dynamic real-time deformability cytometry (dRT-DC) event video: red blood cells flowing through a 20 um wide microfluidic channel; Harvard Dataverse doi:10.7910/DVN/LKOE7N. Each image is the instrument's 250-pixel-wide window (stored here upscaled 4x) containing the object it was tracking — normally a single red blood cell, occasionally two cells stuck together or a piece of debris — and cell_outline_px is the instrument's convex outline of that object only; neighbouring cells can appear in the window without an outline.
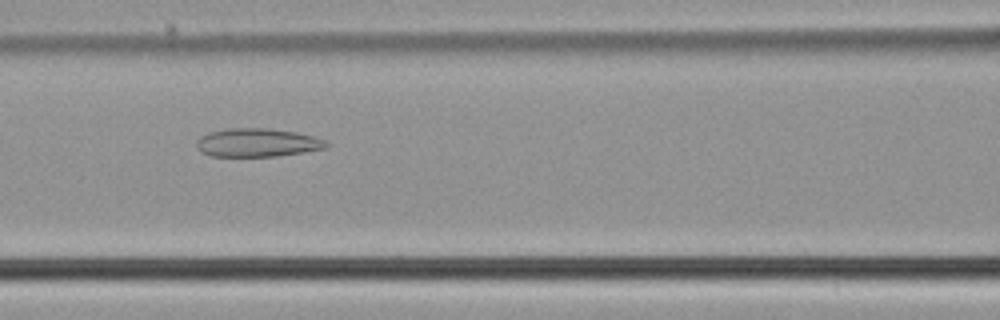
{"species": "common noctule bat (a hibernating species)", "species_latin": "Nyctalus noctula", "temperature_condition": "cold", "stored_images_in_passage": 53, "camera_frame_rate_fps": 3000, "um_per_image_px": 0.085, "animal": {"sex": "male", "body_mass_g": 21.5, "forearm_length_mm": 52.0}, "frame": {"image": 1, "passage_image": 23, "time_ms": 7.333, "image_size_px": [1000, 320], "cell_outline_px": [[332, 144], [324, 148], [304, 152], [276, 156], [212, 156], [200, 152], [196, 148], [196, 140], [200, 136], [208, 132], [228, 128], [272, 128], [296, 132], [312, 136], [324, 140]], "centroid_in_image_um": [21.84, 12.12], "position_along_channel_um": 144.8, "area_um2": 21.68}}
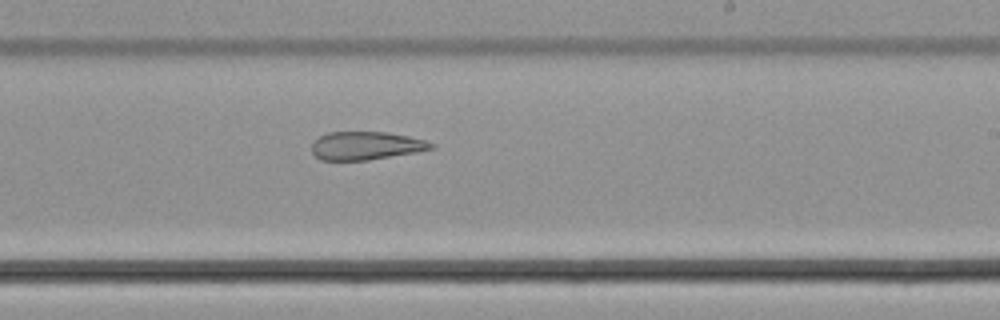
{"frame": {"image": 2, "passage_image": 32, "time_ms": 10.333, "image_size_px": [1000, 320], "cell_outline_px": [[436, 148], [416, 152], [368, 160], [320, 160], [312, 152], [312, 144], [320, 136], [328, 132], [388, 132], [408, 136], [424, 140], [436, 144]], "centroid_in_image_um": [31.13, 12.38], "position_along_channel_um": 257.9, "area_um2": 19.59}}
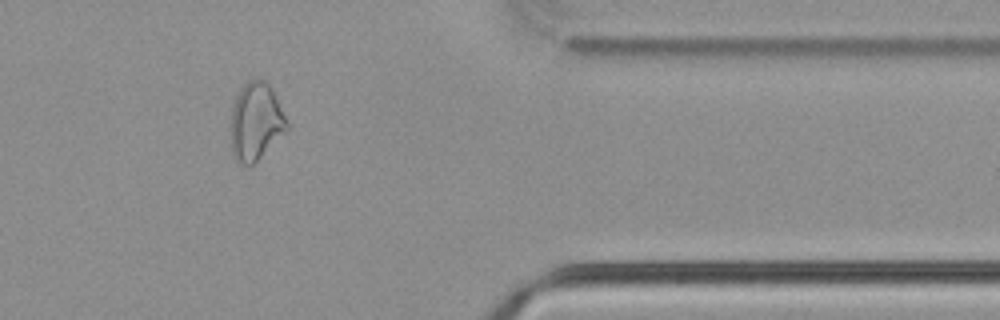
{"frame": {"image": 3, "passage_image": 44, "time_ms": 14.333, "image_size_px": [1000, 320], "cell_outline_px": [[288, 128], [252, 164], [244, 164], [236, 160], [232, 156], [232, 108], [236, 96], [240, 88], [248, 80], [264, 80], [272, 88], [288, 120]], "centroid_in_image_um": [21.75, 10.29], "position_along_channel_um": 389.7, "area_um2": 24.8}, "authors_computed_cell_mechanics": {"area_um2": 26.4146, "velocity_mm_per_s": 3.7953, "shape_relaxation_time_tau1_ms": null, "shape_relaxation_time_tau2_ms": 5.9272, "deformation_change_tau1": null, "deformation_change_tau2": 0.1612}}